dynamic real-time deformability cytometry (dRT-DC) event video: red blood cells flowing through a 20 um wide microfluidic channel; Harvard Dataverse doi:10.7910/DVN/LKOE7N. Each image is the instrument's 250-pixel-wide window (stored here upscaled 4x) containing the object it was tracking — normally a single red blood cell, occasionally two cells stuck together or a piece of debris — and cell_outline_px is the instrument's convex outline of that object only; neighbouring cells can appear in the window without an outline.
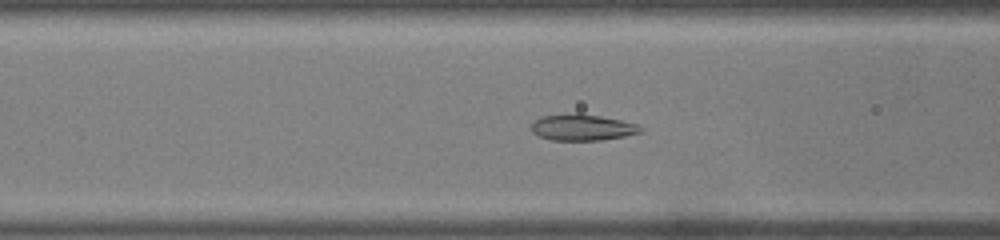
{"species": "common noctule bat (a hibernating species)", "species_latin": "Nyctalus noctula", "temperature_condition": "warm", "stored_images_in_passage": 34, "camera_frame_rate_fps": 3000, "um_per_image_px": 0.085, "animal": {"sex": "male", "body_mass_g": 19.0, "forearm_length_mm": 50.8}, "frame": {"image": 1, "passage_image": 4, "time_ms": 1.0, "image_size_px": [1000, 240], "cell_outline_px": [[644, 128], [640, 132], [624, 136], [600, 140], [552, 140], [540, 136], [532, 132], [532, 124], [540, 116], [576, 112], [580, 112], [620, 120], [636, 124]], "centroid_in_image_um": [49.48, 10.81], "position_along_channel_um": 117.1, "area_um2": 16.7}}
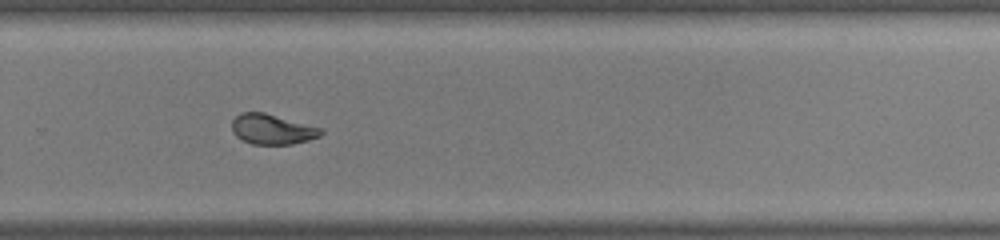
{"frame": {"image": 2, "passage_image": 18, "time_ms": 5.667, "image_size_px": [1000, 240], "cell_outline_px": [[324, 132], [320, 136], [308, 140], [292, 144], [252, 144], [236, 136], [232, 132], [232, 120], [240, 112], [264, 112], [324, 128]], "centroid_in_image_um": [23.16, 10.97], "position_along_channel_um": 306.6, "area_um2": 15.78}}
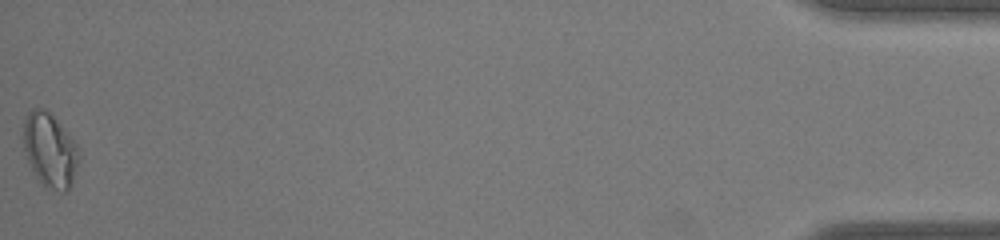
{"frame": {"image": 3, "passage_image": 34, "time_ms": 11.0, "image_size_px": [1000, 240], "cell_outline_px": [[80, 160], [68, 192], [64, 192], [44, 188], [40, 184], [28, 160], [24, 148], [24, 120], [28, 112], [32, 108], [44, 108], [52, 112], [76, 144], [80, 152]], "centroid_in_image_um": [4.26, 12.76], "position_along_channel_um": 430.9, "area_um2": 24.28}}